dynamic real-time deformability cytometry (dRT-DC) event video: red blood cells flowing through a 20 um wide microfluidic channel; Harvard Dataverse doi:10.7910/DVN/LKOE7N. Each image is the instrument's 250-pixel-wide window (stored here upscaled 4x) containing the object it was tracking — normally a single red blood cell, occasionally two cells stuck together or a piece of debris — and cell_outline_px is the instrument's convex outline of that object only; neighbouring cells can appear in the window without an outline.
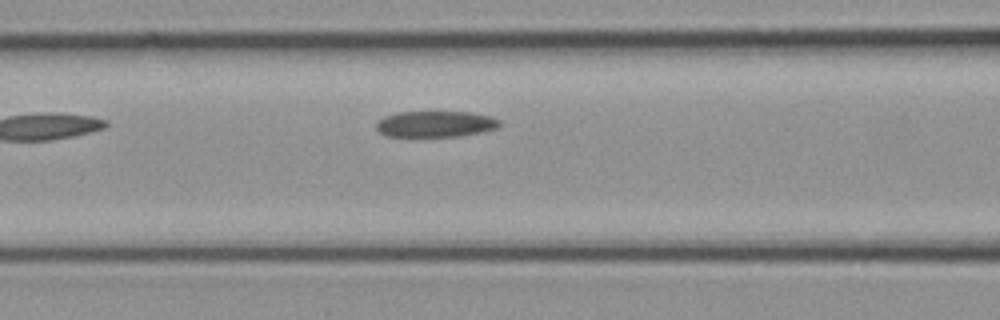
{"species": "common noctule bat (a hibernating species)", "species_latin": "Nyctalus noctula", "temperature_condition": "cold", "stored_images_in_passage": 9, "camera_frame_rate_fps": 3000, "um_per_image_px": 0.085, "animal": {"sex": "female", "body_mass_g": 21.9}, "frame": {"image": 1, "passage_image": 9, "time_ms": 2.667, "image_size_px": [1000, 320], "cell_outline_px": [[500, 124], [496, 128], [484, 132], [460, 136], [384, 136], [376, 128], [376, 124], [384, 116], [400, 112], [472, 112], [492, 116], [500, 120]], "centroid_in_image_um": [37.05, 10.54], "position_along_channel_um": 129.6, "area_um2": 18.79}}